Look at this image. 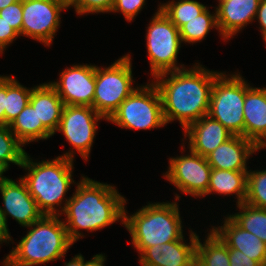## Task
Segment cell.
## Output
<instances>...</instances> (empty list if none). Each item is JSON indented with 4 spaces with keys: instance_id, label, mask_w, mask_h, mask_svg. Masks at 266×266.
I'll return each mask as SVG.
<instances>
[{
    "instance_id": "obj_1",
    "label": "cell",
    "mask_w": 266,
    "mask_h": 266,
    "mask_svg": "<svg viewBox=\"0 0 266 266\" xmlns=\"http://www.w3.org/2000/svg\"><path fill=\"white\" fill-rule=\"evenodd\" d=\"M201 66L197 63L189 70L184 68L154 77L156 81L153 83L161 95L166 124L178 119L184 130L208 114L214 81L222 72Z\"/></svg>"
},
{
    "instance_id": "obj_2",
    "label": "cell",
    "mask_w": 266,
    "mask_h": 266,
    "mask_svg": "<svg viewBox=\"0 0 266 266\" xmlns=\"http://www.w3.org/2000/svg\"><path fill=\"white\" fill-rule=\"evenodd\" d=\"M76 191L60 210V215H66V230L74 243L83 237L79 229L97 231L121 220L124 224V209L126 199L117 192L115 186L100 183L82 176Z\"/></svg>"
},
{
    "instance_id": "obj_3",
    "label": "cell",
    "mask_w": 266,
    "mask_h": 266,
    "mask_svg": "<svg viewBox=\"0 0 266 266\" xmlns=\"http://www.w3.org/2000/svg\"><path fill=\"white\" fill-rule=\"evenodd\" d=\"M73 149L53 160L33 162L26 153L21 167L28 171L22 177L25 181L29 193L36 201L38 209L44 215H60V211L55 207H62V200L70 185L74 183L72 179Z\"/></svg>"
},
{
    "instance_id": "obj_4",
    "label": "cell",
    "mask_w": 266,
    "mask_h": 266,
    "mask_svg": "<svg viewBox=\"0 0 266 266\" xmlns=\"http://www.w3.org/2000/svg\"><path fill=\"white\" fill-rule=\"evenodd\" d=\"M60 215H43L3 261V266H34L65 256L74 243Z\"/></svg>"
},
{
    "instance_id": "obj_5",
    "label": "cell",
    "mask_w": 266,
    "mask_h": 266,
    "mask_svg": "<svg viewBox=\"0 0 266 266\" xmlns=\"http://www.w3.org/2000/svg\"><path fill=\"white\" fill-rule=\"evenodd\" d=\"M178 207L177 202L149 203L130 216H127V210L124 209L123 225L129 231L139 255L148 247L184 237Z\"/></svg>"
},
{
    "instance_id": "obj_6",
    "label": "cell",
    "mask_w": 266,
    "mask_h": 266,
    "mask_svg": "<svg viewBox=\"0 0 266 266\" xmlns=\"http://www.w3.org/2000/svg\"><path fill=\"white\" fill-rule=\"evenodd\" d=\"M108 121L125 129L147 130L166 125L162 99L153 83L137 87L111 115Z\"/></svg>"
},
{
    "instance_id": "obj_7",
    "label": "cell",
    "mask_w": 266,
    "mask_h": 266,
    "mask_svg": "<svg viewBox=\"0 0 266 266\" xmlns=\"http://www.w3.org/2000/svg\"><path fill=\"white\" fill-rule=\"evenodd\" d=\"M229 75L224 72L215 79L207 115L220 122L233 135L244 137L246 81L240 73Z\"/></svg>"
},
{
    "instance_id": "obj_8",
    "label": "cell",
    "mask_w": 266,
    "mask_h": 266,
    "mask_svg": "<svg viewBox=\"0 0 266 266\" xmlns=\"http://www.w3.org/2000/svg\"><path fill=\"white\" fill-rule=\"evenodd\" d=\"M129 54L106 68L95 65V94L93 108L108 120L120 104L136 89L133 83Z\"/></svg>"
},
{
    "instance_id": "obj_9",
    "label": "cell",
    "mask_w": 266,
    "mask_h": 266,
    "mask_svg": "<svg viewBox=\"0 0 266 266\" xmlns=\"http://www.w3.org/2000/svg\"><path fill=\"white\" fill-rule=\"evenodd\" d=\"M148 25L146 47L152 76L186 68L176 63L182 43L179 29L160 9Z\"/></svg>"
},
{
    "instance_id": "obj_10",
    "label": "cell",
    "mask_w": 266,
    "mask_h": 266,
    "mask_svg": "<svg viewBox=\"0 0 266 266\" xmlns=\"http://www.w3.org/2000/svg\"><path fill=\"white\" fill-rule=\"evenodd\" d=\"M69 5L63 0H23L22 36L51 45L60 26V14Z\"/></svg>"
},
{
    "instance_id": "obj_11",
    "label": "cell",
    "mask_w": 266,
    "mask_h": 266,
    "mask_svg": "<svg viewBox=\"0 0 266 266\" xmlns=\"http://www.w3.org/2000/svg\"><path fill=\"white\" fill-rule=\"evenodd\" d=\"M106 119L89 106L64 105L59 126L56 131L62 132L67 141L87 161L94 138L97 123Z\"/></svg>"
},
{
    "instance_id": "obj_12",
    "label": "cell",
    "mask_w": 266,
    "mask_h": 266,
    "mask_svg": "<svg viewBox=\"0 0 266 266\" xmlns=\"http://www.w3.org/2000/svg\"><path fill=\"white\" fill-rule=\"evenodd\" d=\"M189 152L190 155L170 158L168 171L163 177L182 193L202 197L207 192L212 168L206 157Z\"/></svg>"
},
{
    "instance_id": "obj_13",
    "label": "cell",
    "mask_w": 266,
    "mask_h": 266,
    "mask_svg": "<svg viewBox=\"0 0 266 266\" xmlns=\"http://www.w3.org/2000/svg\"><path fill=\"white\" fill-rule=\"evenodd\" d=\"M58 82H49L57 91L64 105L93 108L95 94V65H72L59 75Z\"/></svg>"
},
{
    "instance_id": "obj_14",
    "label": "cell",
    "mask_w": 266,
    "mask_h": 266,
    "mask_svg": "<svg viewBox=\"0 0 266 266\" xmlns=\"http://www.w3.org/2000/svg\"><path fill=\"white\" fill-rule=\"evenodd\" d=\"M0 193L4 204L1 209L6 221L7 216L10 215L22 227L28 228L44 215L38 209L36 201L29 193L28 187L22 178L18 183L7 178L0 184Z\"/></svg>"
},
{
    "instance_id": "obj_15",
    "label": "cell",
    "mask_w": 266,
    "mask_h": 266,
    "mask_svg": "<svg viewBox=\"0 0 266 266\" xmlns=\"http://www.w3.org/2000/svg\"><path fill=\"white\" fill-rule=\"evenodd\" d=\"M189 245L184 241L176 240L162 245L146 248L139 257L142 266H190L196 255L198 235L190 231Z\"/></svg>"
},
{
    "instance_id": "obj_16",
    "label": "cell",
    "mask_w": 266,
    "mask_h": 266,
    "mask_svg": "<svg viewBox=\"0 0 266 266\" xmlns=\"http://www.w3.org/2000/svg\"><path fill=\"white\" fill-rule=\"evenodd\" d=\"M244 112V138L259 149L266 147V88L251 87L246 82Z\"/></svg>"
},
{
    "instance_id": "obj_17",
    "label": "cell",
    "mask_w": 266,
    "mask_h": 266,
    "mask_svg": "<svg viewBox=\"0 0 266 266\" xmlns=\"http://www.w3.org/2000/svg\"><path fill=\"white\" fill-rule=\"evenodd\" d=\"M183 131L189 139V151L203 157L233 136L220 122L208 115L191 123Z\"/></svg>"
},
{
    "instance_id": "obj_18",
    "label": "cell",
    "mask_w": 266,
    "mask_h": 266,
    "mask_svg": "<svg viewBox=\"0 0 266 266\" xmlns=\"http://www.w3.org/2000/svg\"><path fill=\"white\" fill-rule=\"evenodd\" d=\"M261 0H223L216 7L221 38L227 40L253 22Z\"/></svg>"
},
{
    "instance_id": "obj_19",
    "label": "cell",
    "mask_w": 266,
    "mask_h": 266,
    "mask_svg": "<svg viewBox=\"0 0 266 266\" xmlns=\"http://www.w3.org/2000/svg\"><path fill=\"white\" fill-rule=\"evenodd\" d=\"M257 150L260 149L252 141L243 136L233 135L209 153L206 159L211 168L248 171L246 161Z\"/></svg>"
},
{
    "instance_id": "obj_20",
    "label": "cell",
    "mask_w": 266,
    "mask_h": 266,
    "mask_svg": "<svg viewBox=\"0 0 266 266\" xmlns=\"http://www.w3.org/2000/svg\"><path fill=\"white\" fill-rule=\"evenodd\" d=\"M224 220L223 226L213 227L212 230L228 248L242 251L261 266H266V244L256 235L239 227L229 216Z\"/></svg>"
},
{
    "instance_id": "obj_21",
    "label": "cell",
    "mask_w": 266,
    "mask_h": 266,
    "mask_svg": "<svg viewBox=\"0 0 266 266\" xmlns=\"http://www.w3.org/2000/svg\"><path fill=\"white\" fill-rule=\"evenodd\" d=\"M29 103L36 109L38 121L54 135L64 108L56 89L49 82L33 87Z\"/></svg>"
},
{
    "instance_id": "obj_22",
    "label": "cell",
    "mask_w": 266,
    "mask_h": 266,
    "mask_svg": "<svg viewBox=\"0 0 266 266\" xmlns=\"http://www.w3.org/2000/svg\"><path fill=\"white\" fill-rule=\"evenodd\" d=\"M247 172L212 168L208 189L203 197L212 192L222 195L235 194L237 205L244 203L247 194Z\"/></svg>"
},
{
    "instance_id": "obj_23",
    "label": "cell",
    "mask_w": 266,
    "mask_h": 266,
    "mask_svg": "<svg viewBox=\"0 0 266 266\" xmlns=\"http://www.w3.org/2000/svg\"><path fill=\"white\" fill-rule=\"evenodd\" d=\"M12 133L17 139L25 145L26 143L35 142L37 140H47L53 136L42 124L38 121L36 109L28 103L27 106L9 125Z\"/></svg>"
},
{
    "instance_id": "obj_24",
    "label": "cell",
    "mask_w": 266,
    "mask_h": 266,
    "mask_svg": "<svg viewBox=\"0 0 266 266\" xmlns=\"http://www.w3.org/2000/svg\"><path fill=\"white\" fill-rule=\"evenodd\" d=\"M197 240L196 256L207 266H230L228 246L211 229L207 239L202 244Z\"/></svg>"
},
{
    "instance_id": "obj_25",
    "label": "cell",
    "mask_w": 266,
    "mask_h": 266,
    "mask_svg": "<svg viewBox=\"0 0 266 266\" xmlns=\"http://www.w3.org/2000/svg\"><path fill=\"white\" fill-rule=\"evenodd\" d=\"M240 212L229 217L243 230L256 235L266 244V209L251 206L247 203L238 204Z\"/></svg>"
},
{
    "instance_id": "obj_26",
    "label": "cell",
    "mask_w": 266,
    "mask_h": 266,
    "mask_svg": "<svg viewBox=\"0 0 266 266\" xmlns=\"http://www.w3.org/2000/svg\"><path fill=\"white\" fill-rule=\"evenodd\" d=\"M32 88L22 86L14 77L6 76L5 125H10L27 106Z\"/></svg>"
},
{
    "instance_id": "obj_27",
    "label": "cell",
    "mask_w": 266,
    "mask_h": 266,
    "mask_svg": "<svg viewBox=\"0 0 266 266\" xmlns=\"http://www.w3.org/2000/svg\"><path fill=\"white\" fill-rule=\"evenodd\" d=\"M212 28H217V12L212 14L208 7L199 16L188 21L179 28L182 43H195L205 39Z\"/></svg>"
},
{
    "instance_id": "obj_28",
    "label": "cell",
    "mask_w": 266,
    "mask_h": 266,
    "mask_svg": "<svg viewBox=\"0 0 266 266\" xmlns=\"http://www.w3.org/2000/svg\"><path fill=\"white\" fill-rule=\"evenodd\" d=\"M207 7L196 0H172L166 4L159 5V8L166 17L179 29L188 21L199 16Z\"/></svg>"
},
{
    "instance_id": "obj_29",
    "label": "cell",
    "mask_w": 266,
    "mask_h": 266,
    "mask_svg": "<svg viewBox=\"0 0 266 266\" xmlns=\"http://www.w3.org/2000/svg\"><path fill=\"white\" fill-rule=\"evenodd\" d=\"M24 146L12 133L9 125H0V163L7 169L9 163L21 166L26 154Z\"/></svg>"
},
{
    "instance_id": "obj_30",
    "label": "cell",
    "mask_w": 266,
    "mask_h": 266,
    "mask_svg": "<svg viewBox=\"0 0 266 266\" xmlns=\"http://www.w3.org/2000/svg\"><path fill=\"white\" fill-rule=\"evenodd\" d=\"M245 203L266 209V170L247 172V194Z\"/></svg>"
},
{
    "instance_id": "obj_31",
    "label": "cell",
    "mask_w": 266,
    "mask_h": 266,
    "mask_svg": "<svg viewBox=\"0 0 266 266\" xmlns=\"http://www.w3.org/2000/svg\"><path fill=\"white\" fill-rule=\"evenodd\" d=\"M115 0H73L69 7H74L77 15L87 13H110Z\"/></svg>"
},
{
    "instance_id": "obj_32",
    "label": "cell",
    "mask_w": 266,
    "mask_h": 266,
    "mask_svg": "<svg viewBox=\"0 0 266 266\" xmlns=\"http://www.w3.org/2000/svg\"><path fill=\"white\" fill-rule=\"evenodd\" d=\"M23 0H19L0 10V16L21 36Z\"/></svg>"
},
{
    "instance_id": "obj_33",
    "label": "cell",
    "mask_w": 266,
    "mask_h": 266,
    "mask_svg": "<svg viewBox=\"0 0 266 266\" xmlns=\"http://www.w3.org/2000/svg\"><path fill=\"white\" fill-rule=\"evenodd\" d=\"M146 0H115L110 12H121L131 22L142 10Z\"/></svg>"
},
{
    "instance_id": "obj_34",
    "label": "cell",
    "mask_w": 266,
    "mask_h": 266,
    "mask_svg": "<svg viewBox=\"0 0 266 266\" xmlns=\"http://www.w3.org/2000/svg\"><path fill=\"white\" fill-rule=\"evenodd\" d=\"M18 36L20 35L0 16V54Z\"/></svg>"
},
{
    "instance_id": "obj_35",
    "label": "cell",
    "mask_w": 266,
    "mask_h": 266,
    "mask_svg": "<svg viewBox=\"0 0 266 266\" xmlns=\"http://www.w3.org/2000/svg\"><path fill=\"white\" fill-rule=\"evenodd\" d=\"M229 249L230 266H261L257 261L249 258L242 251Z\"/></svg>"
},
{
    "instance_id": "obj_36",
    "label": "cell",
    "mask_w": 266,
    "mask_h": 266,
    "mask_svg": "<svg viewBox=\"0 0 266 266\" xmlns=\"http://www.w3.org/2000/svg\"><path fill=\"white\" fill-rule=\"evenodd\" d=\"M6 76H0V125H5Z\"/></svg>"
},
{
    "instance_id": "obj_37",
    "label": "cell",
    "mask_w": 266,
    "mask_h": 266,
    "mask_svg": "<svg viewBox=\"0 0 266 266\" xmlns=\"http://www.w3.org/2000/svg\"><path fill=\"white\" fill-rule=\"evenodd\" d=\"M255 18H257V20L259 22V25L261 28L260 30L262 32L263 39L266 43V0L260 1V4H259Z\"/></svg>"
},
{
    "instance_id": "obj_38",
    "label": "cell",
    "mask_w": 266,
    "mask_h": 266,
    "mask_svg": "<svg viewBox=\"0 0 266 266\" xmlns=\"http://www.w3.org/2000/svg\"><path fill=\"white\" fill-rule=\"evenodd\" d=\"M7 221L5 215L0 206V244L3 242H8L9 240L12 241V238L9 234Z\"/></svg>"
},
{
    "instance_id": "obj_39",
    "label": "cell",
    "mask_w": 266,
    "mask_h": 266,
    "mask_svg": "<svg viewBox=\"0 0 266 266\" xmlns=\"http://www.w3.org/2000/svg\"><path fill=\"white\" fill-rule=\"evenodd\" d=\"M105 256L103 254H96L93 258L89 261H84L83 257V266H105Z\"/></svg>"
},
{
    "instance_id": "obj_40",
    "label": "cell",
    "mask_w": 266,
    "mask_h": 266,
    "mask_svg": "<svg viewBox=\"0 0 266 266\" xmlns=\"http://www.w3.org/2000/svg\"><path fill=\"white\" fill-rule=\"evenodd\" d=\"M64 266H83V256L81 254L75 255L69 262L64 263Z\"/></svg>"
},
{
    "instance_id": "obj_41",
    "label": "cell",
    "mask_w": 266,
    "mask_h": 266,
    "mask_svg": "<svg viewBox=\"0 0 266 266\" xmlns=\"http://www.w3.org/2000/svg\"><path fill=\"white\" fill-rule=\"evenodd\" d=\"M190 266H207L196 255L193 257Z\"/></svg>"
},
{
    "instance_id": "obj_42",
    "label": "cell",
    "mask_w": 266,
    "mask_h": 266,
    "mask_svg": "<svg viewBox=\"0 0 266 266\" xmlns=\"http://www.w3.org/2000/svg\"><path fill=\"white\" fill-rule=\"evenodd\" d=\"M19 0H0V10L4 9L10 4H13Z\"/></svg>"
},
{
    "instance_id": "obj_43",
    "label": "cell",
    "mask_w": 266,
    "mask_h": 266,
    "mask_svg": "<svg viewBox=\"0 0 266 266\" xmlns=\"http://www.w3.org/2000/svg\"><path fill=\"white\" fill-rule=\"evenodd\" d=\"M7 170L8 169L3 164L0 163V184L7 179V177L2 176L3 173L6 172Z\"/></svg>"
},
{
    "instance_id": "obj_44",
    "label": "cell",
    "mask_w": 266,
    "mask_h": 266,
    "mask_svg": "<svg viewBox=\"0 0 266 266\" xmlns=\"http://www.w3.org/2000/svg\"><path fill=\"white\" fill-rule=\"evenodd\" d=\"M63 1H65L69 5L73 0H63Z\"/></svg>"
}]
</instances>
